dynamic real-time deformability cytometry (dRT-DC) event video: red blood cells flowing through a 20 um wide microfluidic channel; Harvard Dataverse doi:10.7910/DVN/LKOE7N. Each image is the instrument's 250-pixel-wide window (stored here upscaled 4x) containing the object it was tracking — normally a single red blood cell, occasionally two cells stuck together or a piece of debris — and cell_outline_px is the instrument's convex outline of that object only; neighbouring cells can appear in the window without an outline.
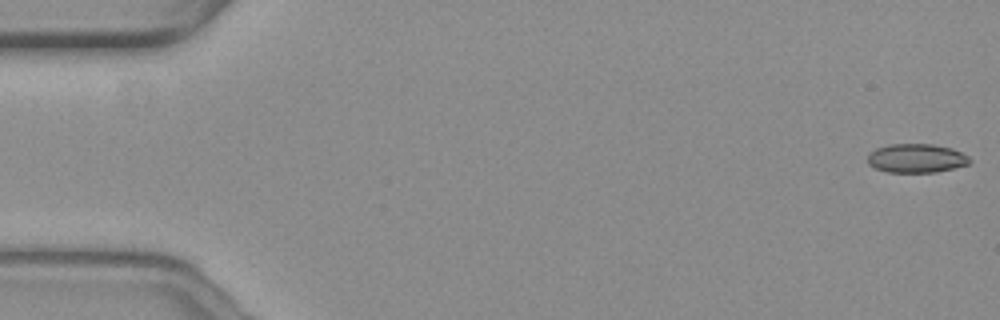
{"species": "common noctule bat (a hibernating species)", "species_latin": "Nyctalus noctula", "temperature_condition": "warm", "stored_images_in_passage": 50, "camera_frame_rate_fps": 3000, "um_per_image_px": 0.085, "animal": {"sex": "female", "body_mass_g": 19.3, "forearm_length_mm": 54.1}, "frame": {"image": 1, "passage_image": 1, "time_ms": 0.0, "image_size_px": [1000, 320], "cell_outline_px": [[972, 160], [968, 164], [936, 172], [888, 172], [876, 168], [868, 164], [868, 156], [876, 148], [892, 144], [932, 144], [952, 148], [968, 156]], "centroid_in_image_um": [77.9, 13.45], "position_along_channel_um": 7.1, "area_um2": 16.99}}
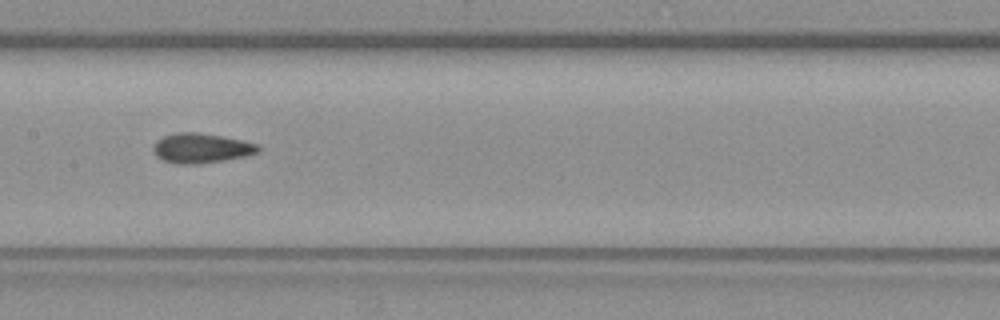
{"frame": {"image": 2, "passage_image": 28, "time_ms": 9.0, "image_size_px": [1000, 320], "cell_outline_px": [[260, 148], [256, 152], [244, 156], [224, 160], [200, 164], [176, 164], [164, 160], [156, 156], [152, 148], [156, 140], [164, 136], [176, 132], [200, 132], [240, 140], [256, 144]], "centroid_in_image_um": [17.03, 12.59], "position_along_channel_um": 190.4, "area_um2": 18.03}}
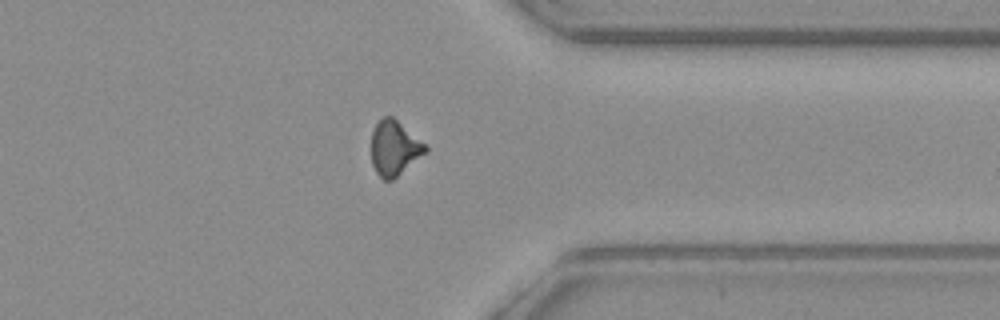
{"frame": {"image": 3, "passage_image": 44, "time_ms": 14.333, "image_size_px": [1000, 320], "cell_outline_px": [[428, 152], [392, 180], [384, 180], [376, 172], [372, 164], [372, 132], [376, 124], [384, 116], [392, 116], [424, 144], [428, 148]], "centroid_in_image_um": [33.52, 12.61], "position_along_channel_um": 377.9, "area_um2": 16.99}}